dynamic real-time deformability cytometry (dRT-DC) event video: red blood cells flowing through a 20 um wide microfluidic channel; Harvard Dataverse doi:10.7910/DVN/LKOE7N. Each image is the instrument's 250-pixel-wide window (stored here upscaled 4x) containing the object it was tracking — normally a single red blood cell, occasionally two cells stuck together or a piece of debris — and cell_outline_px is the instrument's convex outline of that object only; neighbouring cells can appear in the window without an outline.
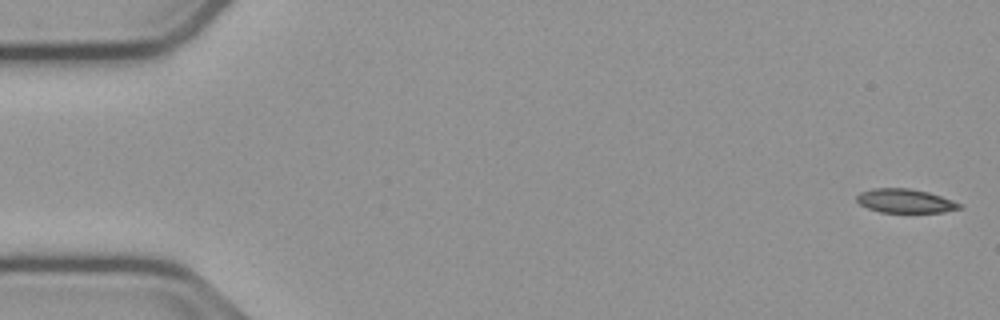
{"species": "common noctule bat (a hibernating species)", "species_latin": "Nyctalus noctula", "temperature_condition": "cold", "stored_images_in_passage": 54, "camera_frame_rate_fps": 3000, "um_per_image_px": 0.085, "animal": {"sex": "male", "body_mass_g": 23.1, "forearm_length_mm": 52.7}, "frame": {"image": 1, "passage_image": 1, "time_ms": 0.0, "image_size_px": [1000, 320], "cell_outline_px": [[964, 208], [944, 212], [880, 212], [868, 208], [860, 204], [856, 200], [856, 196], [860, 192], [872, 188], [912, 188], [928, 192], [964, 204]], "centroid_in_image_um": [76.97, 17.07], "position_along_channel_um": 8.0, "area_um2": 14.45}}
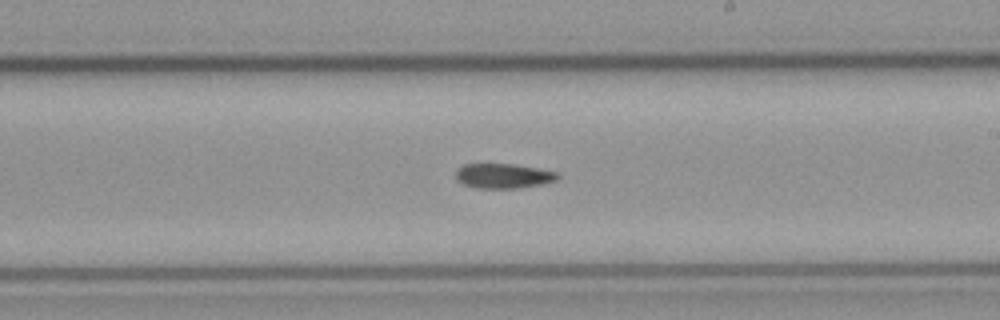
{"frame": {"image": 2, "passage_image": 31, "time_ms": 10.0, "image_size_px": [1000, 320], "cell_outline_px": [[560, 176], [556, 180], [544, 184], [520, 188], [476, 188], [464, 184], [456, 180], [456, 168], [464, 164], [512, 164], [536, 168], [556, 172]], "centroid_in_image_um": [42.76, 14.96], "position_along_channel_um": 246.2, "area_um2": 14.74}}
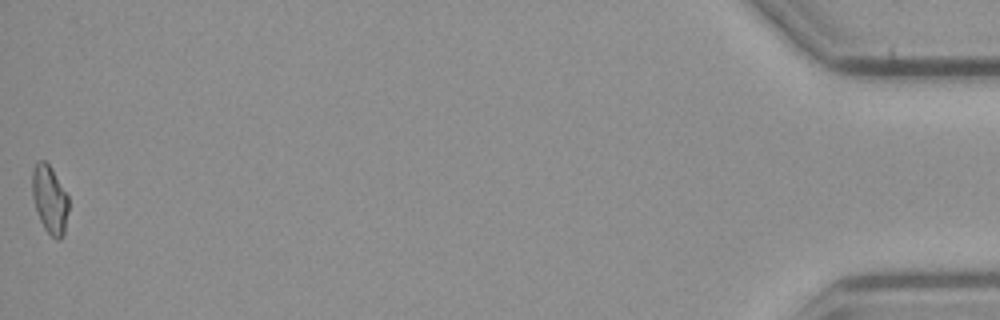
{"frame": {"image": 3, "passage_image": 54, "time_ms": 17.667, "image_size_px": [1000, 320], "cell_outline_px": [[68, 212], [64, 232], [60, 240], [56, 240], [44, 228], [40, 220], [32, 196], [32, 172], [36, 160], [44, 160], [52, 168], [68, 196]], "centroid_in_image_um": [4.22, 16.93], "position_along_channel_um": 431.0, "area_um2": 14.39}}